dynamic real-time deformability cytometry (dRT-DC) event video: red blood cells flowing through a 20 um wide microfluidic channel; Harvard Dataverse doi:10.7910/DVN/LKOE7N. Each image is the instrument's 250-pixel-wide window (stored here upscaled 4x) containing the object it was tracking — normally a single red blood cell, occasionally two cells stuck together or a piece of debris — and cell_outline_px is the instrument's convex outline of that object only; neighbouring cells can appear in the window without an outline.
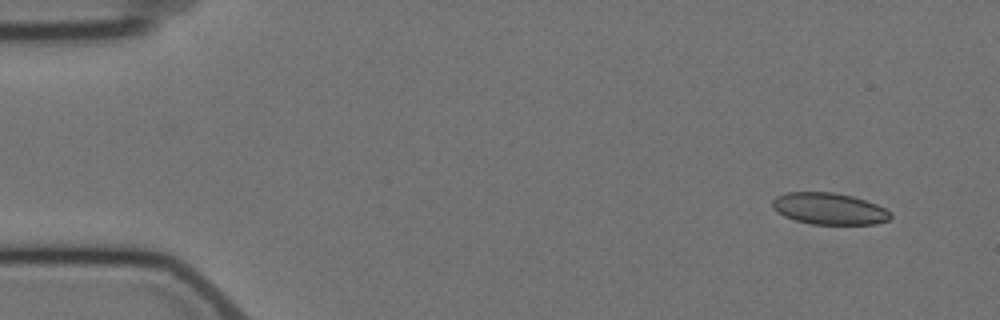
{"species": "Egyptian fruit bat (a non-hibernating species)", "species_latin": "Rousettus aegyptiacus", "temperature_condition": "cold", "stored_images_in_passage": 6, "camera_frame_rate_fps": 3000, "um_per_image_px": 0.085, "animal": {"sex": "female"}, "frame": {"image": 1, "passage_image": 1, "time_ms": 0.0, "image_size_px": [1000, 320], "cell_outline_px": [[892, 216], [888, 220], [876, 224], [812, 224], [796, 220], [784, 216], [776, 212], [772, 208], [772, 200], [776, 196], [788, 192], [832, 192], [852, 196], [876, 204], [892, 212]], "centroid_in_image_um": [70.46, 17.74], "position_along_channel_um": 14.5, "area_um2": 21.79}}
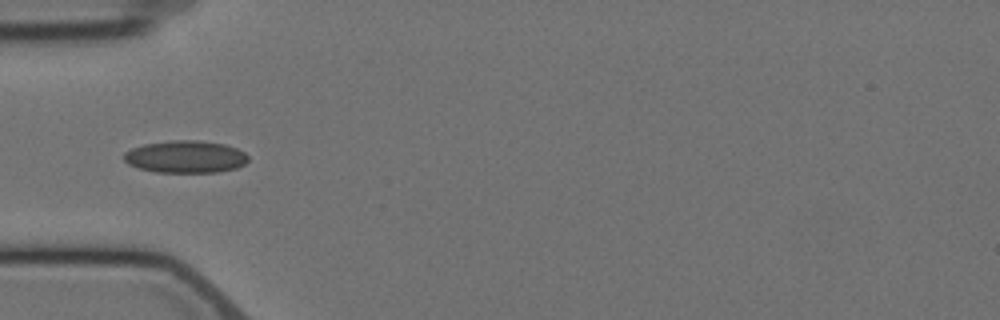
{"frame": {"image": 2, "passage_image": 5, "time_ms": 4.667, "image_size_px": [1000, 320], "cell_outline_px": [[248, 160], [244, 164], [236, 168], [216, 172], [156, 172], [140, 168], [128, 164], [124, 160], [124, 152], [132, 148], [144, 144], [172, 140], [196, 140], [224, 144], [236, 148], [244, 152], [248, 156]], "centroid_in_image_um": [15.76, 13.32], "position_along_channel_um": 69.2, "area_um2": 23.29}}